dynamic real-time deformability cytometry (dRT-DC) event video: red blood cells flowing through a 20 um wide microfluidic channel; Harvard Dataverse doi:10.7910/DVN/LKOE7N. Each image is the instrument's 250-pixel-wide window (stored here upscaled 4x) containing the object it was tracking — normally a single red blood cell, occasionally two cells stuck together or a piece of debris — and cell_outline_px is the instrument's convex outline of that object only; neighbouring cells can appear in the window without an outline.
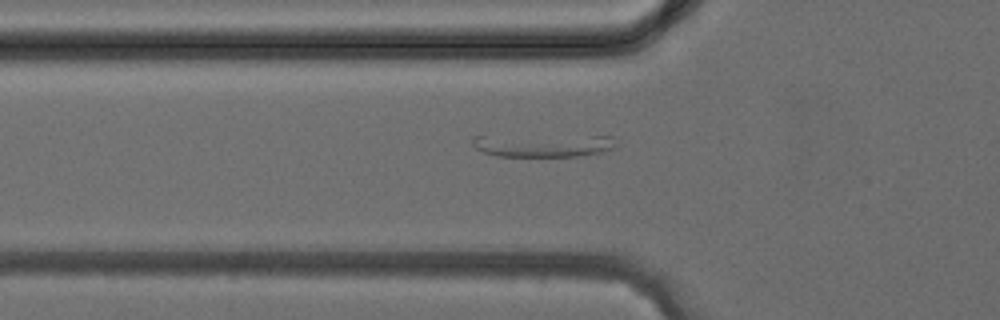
{"species": "common noctule bat (a hibernating species)", "species_latin": "Nyctalus noctula", "temperature_condition": "cold", "stored_images_in_passage": 5, "camera_frame_rate_fps": 3000, "um_per_image_px": 0.085, "animal": {"sex": "female", "body_mass_g": 24.6, "forearm_length_mm": 56.2}, "frame": {"image": 1, "passage_image": 5, "time_ms": 1.333, "image_size_px": [1000, 320], "cell_outline_px": [[616, 148], [600, 152], [580, 156], [496, 156], [484, 152], [476, 148], [472, 144], [472, 136], [612, 136]], "centroid_in_image_um": [46.15, 12.36], "position_along_channel_um": 79.6, "area_um2": 18.84}}